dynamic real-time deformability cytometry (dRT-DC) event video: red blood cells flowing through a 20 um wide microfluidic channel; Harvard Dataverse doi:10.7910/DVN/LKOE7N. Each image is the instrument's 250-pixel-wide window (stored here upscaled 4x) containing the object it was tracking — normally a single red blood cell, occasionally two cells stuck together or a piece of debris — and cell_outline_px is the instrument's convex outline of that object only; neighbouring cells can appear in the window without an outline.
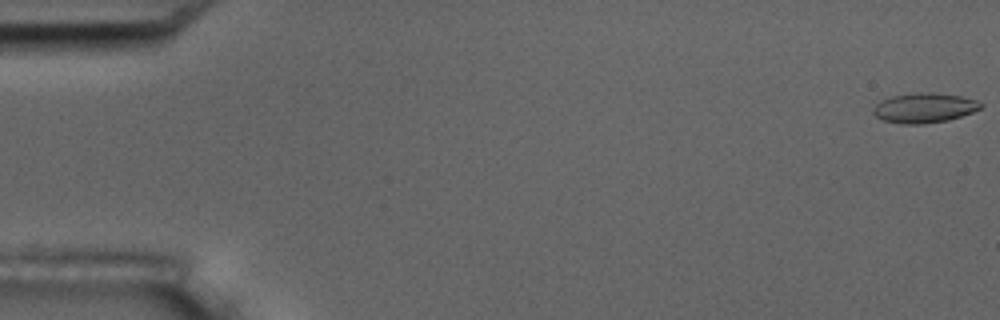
{"species": "common noctule bat (a hibernating species)", "species_latin": "Nyctalus noctula", "temperature_condition": "room temperature", "stored_images_in_passage": 5, "camera_frame_rate_fps": 3000, "um_per_image_px": 0.085, "animal": {"sex": "male", "body_mass_g": 17.5, "forearm_length_mm": 52.3}, "frame": {"image": 1, "passage_image": 1, "time_ms": 0.0, "image_size_px": [1000, 320], "cell_outline_px": [[984, 104], [980, 108], [972, 112], [948, 120], [924, 124], [900, 124], [884, 120], [876, 116], [872, 112], [872, 108], [876, 104], [892, 96], [916, 92], [936, 92], [960, 96], [976, 100]], "centroid_in_image_um": [78.56, 9.16], "position_along_channel_um": 6.4, "area_um2": 18.67}}
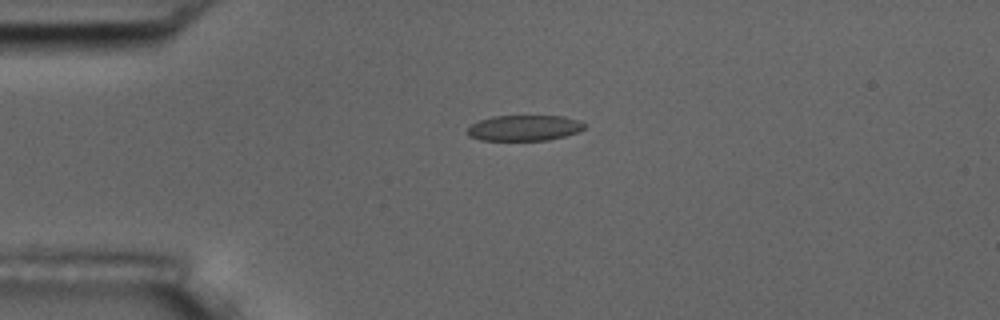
{"frame": {"image": 2, "passage_image": 4, "time_ms": 4.333, "image_size_px": [1000, 320], "cell_outline_px": [[584, 128], [580, 132], [548, 140], [480, 140], [468, 136], [468, 128], [472, 124], [480, 120], [492, 116], [564, 116], [580, 120], [584, 124]], "centroid_in_image_um": [44.58, 10.87], "position_along_channel_um": 40.4, "area_um2": 17.51}}